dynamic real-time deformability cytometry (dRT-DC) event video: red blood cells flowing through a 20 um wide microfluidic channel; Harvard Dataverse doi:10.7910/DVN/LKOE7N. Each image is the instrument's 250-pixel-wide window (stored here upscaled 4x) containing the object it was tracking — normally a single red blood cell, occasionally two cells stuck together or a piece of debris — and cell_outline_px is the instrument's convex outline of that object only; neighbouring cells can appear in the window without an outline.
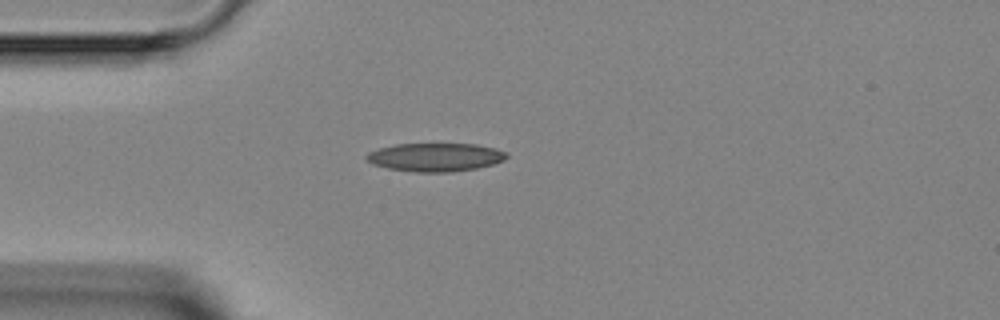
{"species": "Egyptian fruit bat (a non-hibernating species)", "species_latin": "Rousettus aegyptiacus", "temperature_condition": "room temperature", "stored_images_in_passage": 1, "camera_frame_rate_fps": 3000, "um_per_image_px": 0.085, "animal": {"sex": "female"}, "frame": {"image": 1, "passage_image": 1, "time_ms": 0.0, "image_size_px": [1000, 320], "cell_outline_px": [[508, 156], [504, 160], [492, 164], [476, 168], [452, 172], [416, 172], [388, 168], [372, 164], [364, 156], [368, 152], [380, 148], [396, 144], [476, 144], [496, 148], [508, 152]], "centroid_in_image_um": [37.02, 13.36], "position_along_channel_um": 48.0, "area_um2": 23.18}}